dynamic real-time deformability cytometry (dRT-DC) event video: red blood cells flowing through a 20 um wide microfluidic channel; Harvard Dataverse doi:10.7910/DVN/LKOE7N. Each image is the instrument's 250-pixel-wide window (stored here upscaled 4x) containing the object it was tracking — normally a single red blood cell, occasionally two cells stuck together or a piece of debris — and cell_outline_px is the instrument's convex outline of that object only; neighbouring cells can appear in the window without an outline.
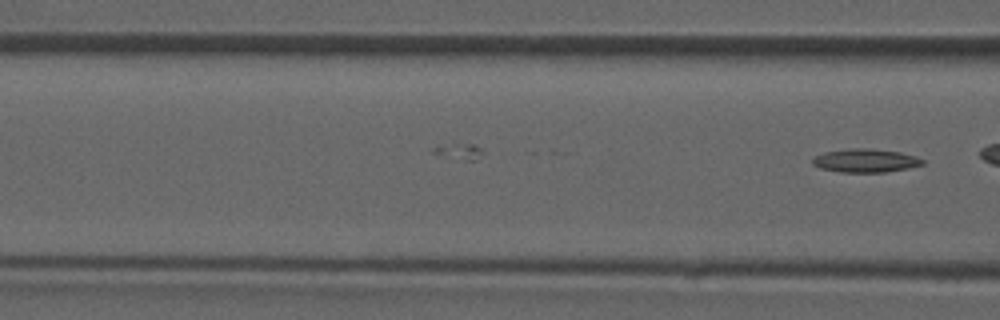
{"species": "common noctule bat (a hibernating species)", "species_latin": "Nyctalus noctula", "temperature_condition": "room temperature", "stored_images_in_passage": 9, "camera_frame_rate_fps": 3000, "um_per_image_px": 0.085, "animal": {"sex": "male", "forearm_length_mm": 52.5}, "frame": {"image": 1, "passage_image": 9, "time_ms": 2.667, "image_size_px": [1000, 320], "cell_outline_px": [[924, 164], [908, 168], [884, 172], [840, 172], [820, 168], [812, 164], [812, 160], [816, 156], [824, 152], [852, 148], [868, 148], [900, 152], [916, 156], [924, 160]], "centroid_in_image_um": [73.57, 13.65], "position_along_channel_um": 93.0, "area_um2": 14.97}}